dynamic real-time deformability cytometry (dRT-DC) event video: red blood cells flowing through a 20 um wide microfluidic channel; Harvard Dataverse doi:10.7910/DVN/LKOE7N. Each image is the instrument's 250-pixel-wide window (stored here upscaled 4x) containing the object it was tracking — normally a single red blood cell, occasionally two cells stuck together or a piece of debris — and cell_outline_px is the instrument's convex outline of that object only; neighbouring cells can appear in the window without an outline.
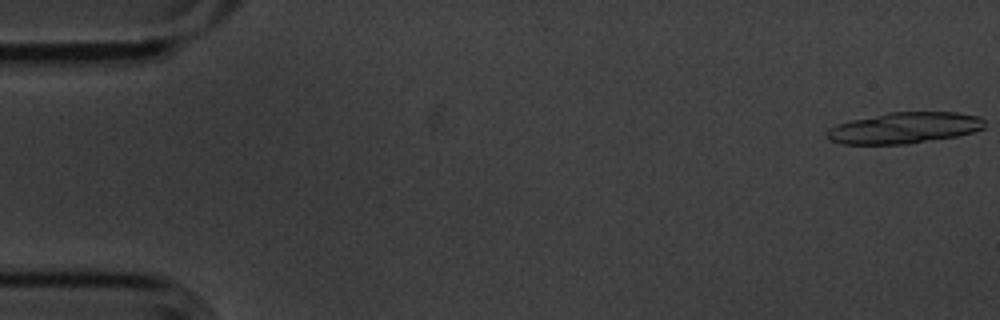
{"species": "common noctule bat (a hibernating species)", "species_latin": "Nyctalus noctula", "temperature_condition": "cold", "stored_images_in_passage": 18, "camera_frame_rate_fps": 3000, "um_per_image_px": 0.085, "animal": {"sex": "male", "body_mass_g": 20.1, "forearm_length_mm": 53.5}, "frame": {"image": 1, "passage_image": 1, "time_ms": 0.0, "image_size_px": [1000, 320], "cell_outline_px": [[984, 128], [972, 132], [956, 136], [908, 144], [840, 144], [832, 140], [824, 132], [828, 128], [836, 124], [852, 120], [888, 112], [956, 112], [980, 116], [984, 120]], "centroid_in_image_um": [76.86, 10.87], "position_along_channel_um": 8.1, "area_um2": 28.61}}